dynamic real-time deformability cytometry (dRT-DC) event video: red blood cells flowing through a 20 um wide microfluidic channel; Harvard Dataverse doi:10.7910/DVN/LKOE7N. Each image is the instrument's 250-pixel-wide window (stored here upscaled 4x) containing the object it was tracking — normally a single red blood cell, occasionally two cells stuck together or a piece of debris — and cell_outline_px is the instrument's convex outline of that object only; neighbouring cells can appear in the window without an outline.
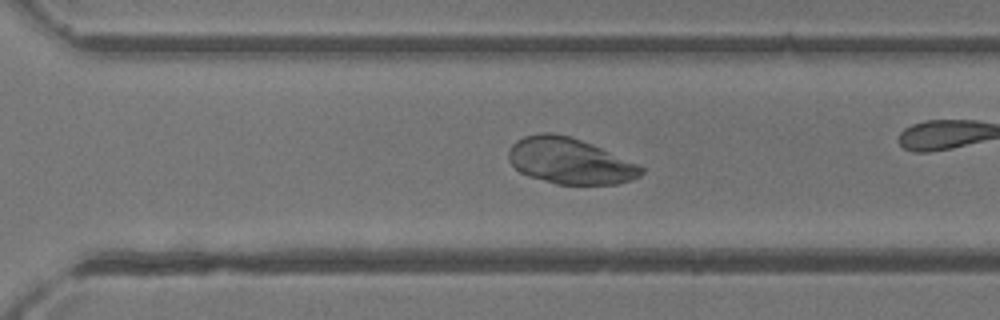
{"species": "common noctule bat (a hibernating species)", "species_latin": "Nyctalus noctula", "temperature_condition": "room temperature", "stored_images_in_passage": 31, "camera_frame_rate_fps": 3000, "um_per_image_px": 0.085, "animal": {"sex": "female"}, "frame": {"image": 1, "passage_image": 27, "time_ms": 8.667, "image_size_px": [1000, 320], "cell_outline_px": [[644, 172], [640, 176], [632, 180], [616, 184], [556, 184], [528, 176], [520, 172], [508, 160], [508, 152], [512, 144], [516, 140], [524, 136], [544, 132], [552, 132], [568, 136], [592, 144], [636, 164], [644, 168]], "centroid_in_image_um": [48.4, 13.68], "position_along_channel_um": 322.2, "area_um2": 35.32}}